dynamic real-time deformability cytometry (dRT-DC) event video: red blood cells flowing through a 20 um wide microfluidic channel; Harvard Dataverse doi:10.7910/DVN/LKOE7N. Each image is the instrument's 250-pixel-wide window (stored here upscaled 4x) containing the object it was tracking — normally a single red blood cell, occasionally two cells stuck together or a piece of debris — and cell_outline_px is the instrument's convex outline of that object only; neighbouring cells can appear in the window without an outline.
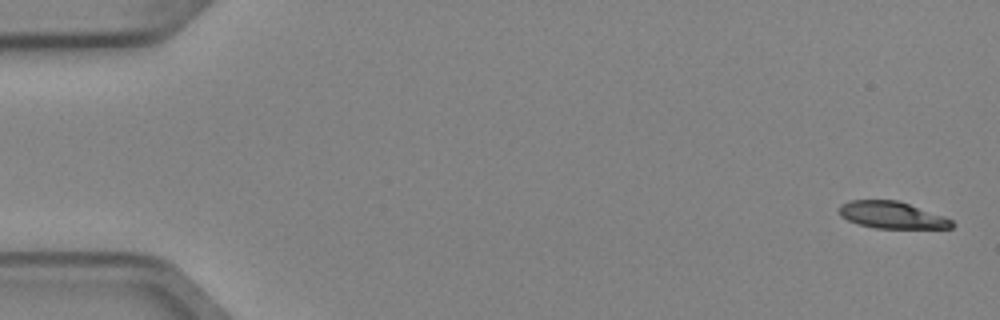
{"species": "Egyptian fruit bat (a non-hibernating species)", "species_latin": "Rousettus aegyptiacus", "temperature_condition": "cold", "stored_images_in_passage": 5, "camera_frame_rate_fps": 3000, "um_per_image_px": 0.085, "animal": {"sex": "female"}, "frame": {"image": 1, "passage_image": 5, "time_ms": 1.333, "image_size_px": [1000, 320], "cell_outline_px": [[956, 224], [952, 228], [876, 228], [860, 224], [848, 220], [840, 216], [840, 204], [852, 200], [896, 200], [944, 216], [952, 220]], "centroid_in_image_um": [75.83, 18.28], "position_along_channel_um": 9.2, "area_um2": 17.46}}